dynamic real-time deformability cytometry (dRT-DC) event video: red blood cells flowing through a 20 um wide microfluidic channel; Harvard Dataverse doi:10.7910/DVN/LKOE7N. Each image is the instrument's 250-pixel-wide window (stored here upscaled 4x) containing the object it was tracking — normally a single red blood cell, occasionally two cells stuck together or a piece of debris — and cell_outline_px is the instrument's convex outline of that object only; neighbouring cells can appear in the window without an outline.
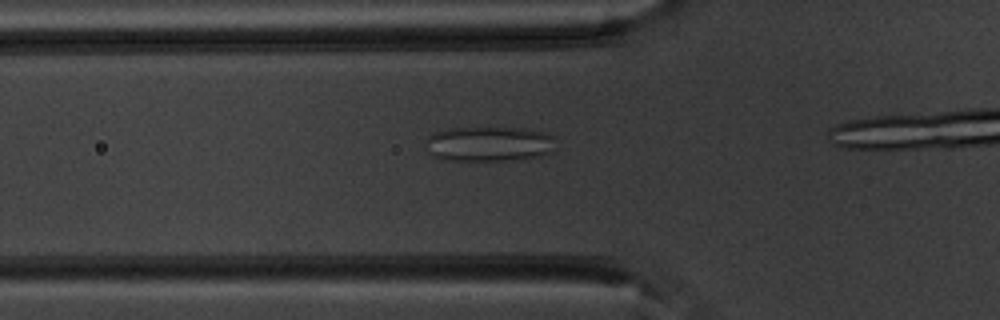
{"species": "common noctule bat (a hibernating species)", "species_latin": "Nyctalus noctula", "temperature_condition": "warm", "stored_images_in_passage": 18, "camera_frame_rate_fps": 3000, "um_per_image_px": 0.085, "animal": {"sex": "male", "body_mass_g": 20.1, "forearm_length_mm": 53.5}, "frame": {"image": 1, "passage_image": 13, "time_ms": 4.0, "image_size_px": [1000, 320], "cell_outline_px": [[556, 136], [552, 152], [540, 156], [524, 160], [444, 160], [436, 156], [432, 152], [428, 140], [428, 136], [436, 132], [448, 128], [524, 128], [548, 132]], "centroid_in_image_um": [41.71, 12.23], "position_along_channel_um": 84.1, "area_um2": 26.47}}